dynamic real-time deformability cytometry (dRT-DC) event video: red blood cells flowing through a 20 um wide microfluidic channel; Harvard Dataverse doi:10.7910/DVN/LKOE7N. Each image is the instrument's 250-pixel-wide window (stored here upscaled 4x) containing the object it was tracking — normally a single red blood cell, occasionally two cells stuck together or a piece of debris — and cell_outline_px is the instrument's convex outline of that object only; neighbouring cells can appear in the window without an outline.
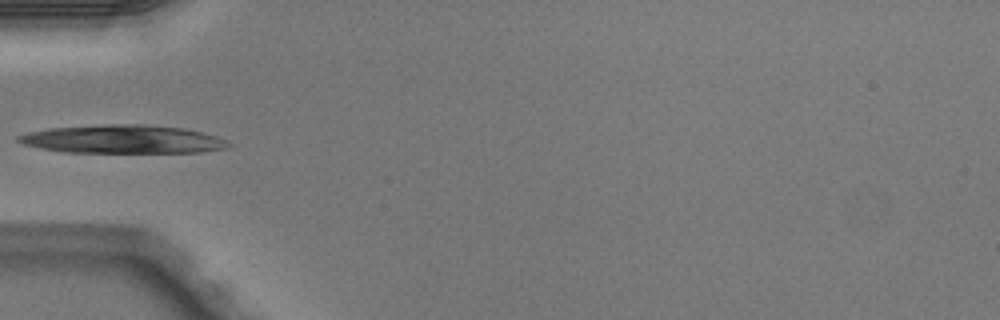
{"species": "Egyptian fruit bat (a non-hibernating species)", "species_latin": "Rousettus aegyptiacus", "temperature_condition": "warm", "stored_images_in_passage": 4, "camera_frame_rate_fps": 3000, "um_per_image_px": 0.085, "animal": {"sex": "male"}, "frame": {"image": 1, "passage_image": 4, "time_ms": 1.0, "image_size_px": [1000, 320], "cell_outline_px": [[232, 144], [228, 148], [200, 152], [64, 152], [40, 148], [24, 144], [16, 140], [16, 136], [28, 132], [48, 128], [108, 124], [148, 124], [184, 128], [204, 132], [216, 136]], "centroid_in_image_um": [10.44, 11.82], "position_along_channel_um": 74.6, "area_um2": 34.8}}